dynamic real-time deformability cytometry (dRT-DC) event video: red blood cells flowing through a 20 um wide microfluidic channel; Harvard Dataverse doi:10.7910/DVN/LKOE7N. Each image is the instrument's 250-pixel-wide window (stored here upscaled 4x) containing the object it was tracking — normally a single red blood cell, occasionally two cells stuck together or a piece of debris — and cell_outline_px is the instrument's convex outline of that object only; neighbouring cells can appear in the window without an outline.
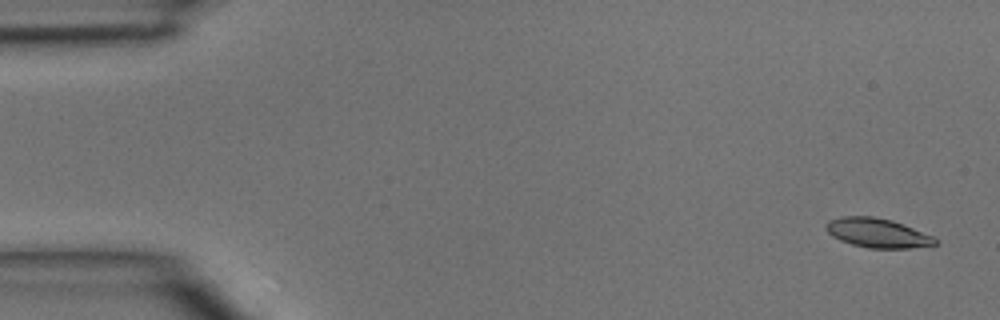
{"species": "common noctule bat (a hibernating species)", "species_latin": "Nyctalus noctula", "temperature_condition": "room temperature", "stored_images_in_passage": 4, "camera_frame_rate_fps": 3000, "um_per_image_px": 0.085, "animal": {"sex": "male", "body_mass_g": 15.6}, "frame": {"image": 1, "passage_image": 1, "time_ms": 0.0, "image_size_px": [1000, 320], "cell_outline_px": [[940, 244], [908, 248], [868, 248], [852, 244], [840, 240], [832, 236], [824, 228], [824, 224], [828, 220], [840, 216], [872, 216], [892, 220], [932, 236]], "centroid_in_image_um": [74.53, 19.79], "position_along_channel_um": 10.5, "area_um2": 18.61}}
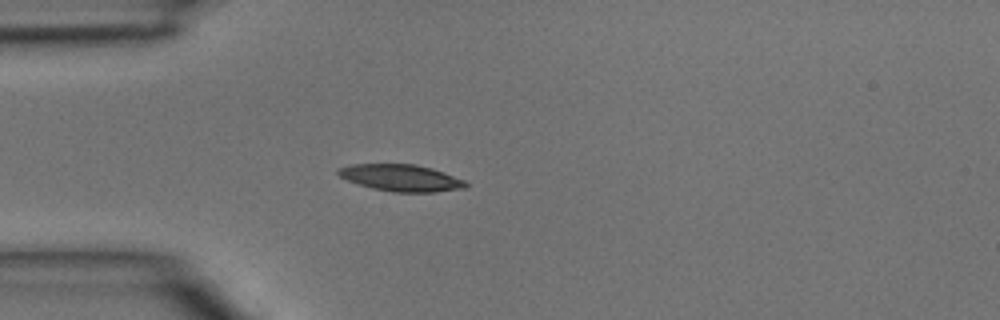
{"frame": {"image": 2, "passage_image": 4, "time_ms": 1.0, "image_size_px": [1000, 320], "cell_outline_px": [[468, 188], [436, 192], [392, 192], [372, 188], [348, 180], [340, 176], [336, 172], [336, 168], [352, 164], [416, 164], [432, 168], [444, 172], [464, 180], [468, 184]], "centroid_in_image_um": [34.11, 15.11], "position_along_channel_um": 50.9, "area_um2": 20.0}}